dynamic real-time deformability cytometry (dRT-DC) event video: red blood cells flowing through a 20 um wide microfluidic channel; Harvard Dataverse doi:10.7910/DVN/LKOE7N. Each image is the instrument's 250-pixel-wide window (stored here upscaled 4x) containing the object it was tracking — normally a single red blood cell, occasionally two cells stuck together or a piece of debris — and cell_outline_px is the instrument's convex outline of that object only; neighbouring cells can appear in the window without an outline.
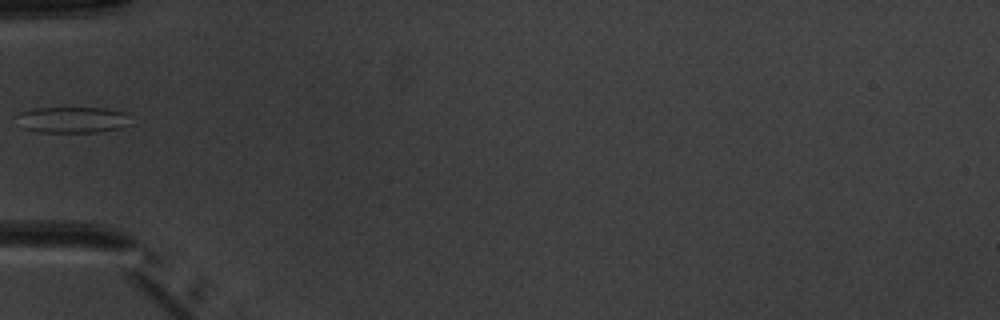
{"species": "common noctule bat (a hibernating species)", "species_latin": "Nyctalus noctula", "temperature_condition": "warm", "stored_images_in_passage": 3, "camera_frame_rate_fps": 3000, "um_per_image_px": 0.085, "animal": {"sex": "male", "body_mass_g": 20.1, "forearm_length_mm": 53.5}, "frame": {"image": 1, "passage_image": 3, "time_ms": 2.333, "image_size_px": [1000, 320], "cell_outline_px": [[124, 112], [120, 128], [96, 132], [36, 132], [24, 128], [20, 112], [36, 108], [104, 108]], "centroid_in_image_um": [6.08, 10.18], "position_along_channel_um": 78.9, "area_um2": 16.3}}